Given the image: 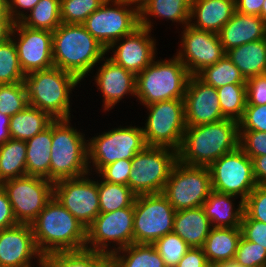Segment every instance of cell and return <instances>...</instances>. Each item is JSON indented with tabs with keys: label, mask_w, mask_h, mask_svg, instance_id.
<instances>
[{
	"label": "cell",
	"mask_w": 266,
	"mask_h": 267,
	"mask_svg": "<svg viewBox=\"0 0 266 267\" xmlns=\"http://www.w3.org/2000/svg\"><path fill=\"white\" fill-rule=\"evenodd\" d=\"M238 146V121L233 119L187 126L177 151L178 161L188 166L209 167Z\"/></svg>",
	"instance_id": "1"
},
{
	"label": "cell",
	"mask_w": 266,
	"mask_h": 267,
	"mask_svg": "<svg viewBox=\"0 0 266 267\" xmlns=\"http://www.w3.org/2000/svg\"><path fill=\"white\" fill-rule=\"evenodd\" d=\"M107 50L83 24H66L52 32L54 67L76 76L80 81L103 61Z\"/></svg>",
	"instance_id": "2"
},
{
	"label": "cell",
	"mask_w": 266,
	"mask_h": 267,
	"mask_svg": "<svg viewBox=\"0 0 266 267\" xmlns=\"http://www.w3.org/2000/svg\"><path fill=\"white\" fill-rule=\"evenodd\" d=\"M31 226L42 255L86 247V228L54 196Z\"/></svg>",
	"instance_id": "3"
},
{
	"label": "cell",
	"mask_w": 266,
	"mask_h": 267,
	"mask_svg": "<svg viewBox=\"0 0 266 267\" xmlns=\"http://www.w3.org/2000/svg\"><path fill=\"white\" fill-rule=\"evenodd\" d=\"M79 83L76 76L57 67L31 72L24 78L28 105L53 119H71L70 93Z\"/></svg>",
	"instance_id": "4"
},
{
	"label": "cell",
	"mask_w": 266,
	"mask_h": 267,
	"mask_svg": "<svg viewBox=\"0 0 266 267\" xmlns=\"http://www.w3.org/2000/svg\"><path fill=\"white\" fill-rule=\"evenodd\" d=\"M71 119L52 121L50 181L77 178L91 173L88 166V140L70 126Z\"/></svg>",
	"instance_id": "5"
},
{
	"label": "cell",
	"mask_w": 266,
	"mask_h": 267,
	"mask_svg": "<svg viewBox=\"0 0 266 267\" xmlns=\"http://www.w3.org/2000/svg\"><path fill=\"white\" fill-rule=\"evenodd\" d=\"M152 61L136 75V96L147 106L164 100L184 99L190 74L180 59Z\"/></svg>",
	"instance_id": "6"
},
{
	"label": "cell",
	"mask_w": 266,
	"mask_h": 267,
	"mask_svg": "<svg viewBox=\"0 0 266 267\" xmlns=\"http://www.w3.org/2000/svg\"><path fill=\"white\" fill-rule=\"evenodd\" d=\"M177 161V151L174 149L146 146L131 160L128 187L136 195L162 193Z\"/></svg>",
	"instance_id": "7"
},
{
	"label": "cell",
	"mask_w": 266,
	"mask_h": 267,
	"mask_svg": "<svg viewBox=\"0 0 266 267\" xmlns=\"http://www.w3.org/2000/svg\"><path fill=\"white\" fill-rule=\"evenodd\" d=\"M145 107L149 111L142 128L146 145L178 151L187 127L184 99L164 100Z\"/></svg>",
	"instance_id": "8"
},
{
	"label": "cell",
	"mask_w": 266,
	"mask_h": 267,
	"mask_svg": "<svg viewBox=\"0 0 266 267\" xmlns=\"http://www.w3.org/2000/svg\"><path fill=\"white\" fill-rule=\"evenodd\" d=\"M212 191L208 167L188 166L177 161L162 194L176 211L201 207Z\"/></svg>",
	"instance_id": "9"
},
{
	"label": "cell",
	"mask_w": 266,
	"mask_h": 267,
	"mask_svg": "<svg viewBox=\"0 0 266 267\" xmlns=\"http://www.w3.org/2000/svg\"><path fill=\"white\" fill-rule=\"evenodd\" d=\"M134 7L121 0H106L83 25L107 50L117 40L140 27L139 10Z\"/></svg>",
	"instance_id": "10"
},
{
	"label": "cell",
	"mask_w": 266,
	"mask_h": 267,
	"mask_svg": "<svg viewBox=\"0 0 266 267\" xmlns=\"http://www.w3.org/2000/svg\"><path fill=\"white\" fill-rule=\"evenodd\" d=\"M176 210L162 193L137 195L134 201V243L153 244L172 233Z\"/></svg>",
	"instance_id": "11"
},
{
	"label": "cell",
	"mask_w": 266,
	"mask_h": 267,
	"mask_svg": "<svg viewBox=\"0 0 266 267\" xmlns=\"http://www.w3.org/2000/svg\"><path fill=\"white\" fill-rule=\"evenodd\" d=\"M141 127H119L88 140V166L98 173L104 166L118 160H132L146 147ZM91 161V162H90Z\"/></svg>",
	"instance_id": "12"
},
{
	"label": "cell",
	"mask_w": 266,
	"mask_h": 267,
	"mask_svg": "<svg viewBox=\"0 0 266 267\" xmlns=\"http://www.w3.org/2000/svg\"><path fill=\"white\" fill-rule=\"evenodd\" d=\"M15 219L20 224H31L54 196V183L36 176H22L2 182Z\"/></svg>",
	"instance_id": "13"
},
{
	"label": "cell",
	"mask_w": 266,
	"mask_h": 267,
	"mask_svg": "<svg viewBox=\"0 0 266 267\" xmlns=\"http://www.w3.org/2000/svg\"><path fill=\"white\" fill-rule=\"evenodd\" d=\"M212 190L240 196L245 200L257 186L253 173L252 160L238 146L235 150L222 155L209 167Z\"/></svg>",
	"instance_id": "14"
},
{
	"label": "cell",
	"mask_w": 266,
	"mask_h": 267,
	"mask_svg": "<svg viewBox=\"0 0 266 267\" xmlns=\"http://www.w3.org/2000/svg\"><path fill=\"white\" fill-rule=\"evenodd\" d=\"M133 221L134 204L114 212L100 213L86 229V248L112 254L133 244ZM111 243H114L113 249L108 248Z\"/></svg>",
	"instance_id": "15"
},
{
	"label": "cell",
	"mask_w": 266,
	"mask_h": 267,
	"mask_svg": "<svg viewBox=\"0 0 266 267\" xmlns=\"http://www.w3.org/2000/svg\"><path fill=\"white\" fill-rule=\"evenodd\" d=\"M54 197L86 229L100 214L97 181L88 174L55 182Z\"/></svg>",
	"instance_id": "16"
},
{
	"label": "cell",
	"mask_w": 266,
	"mask_h": 267,
	"mask_svg": "<svg viewBox=\"0 0 266 267\" xmlns=\"http://www.w3.org/2000/svg\"><path fill=\"white\" fill-rule=\"evenodd\" d=\"M182 29V49L176 53L190 75H198L206 67L218 62L226 52L220 42L219 35L202 31L186 25Z\"/></svg>",
	"instance_id": "17"
},
{
	"label": "cell",
	"mask_w": 266,
	"mask_h": 267,
	"mask_svg": "<svg viewBox=\"0 0 266 267\" xmlns=\"http://www.w3.org/2000/svg\"><path fill=\"white\" fill-rule=\"evenodd\" d=\"M11 39L15 43L19 63L25 75L54 67L51 31L28 28L16 22Z\"/></svg>",
	"instance_id": "18"
},
{
	"label": "cell",
	"mask_w": 266,
	"mask_h": 267,
	"mask_svg": "<svg viewBox=\"0 0 266 267\" xmlns=\"http://www.w3.org/2000/svg\"><path fill=\"white\" fill-rule=\"evenodd\" d=\"M42 265L31 224H17L0 231V267H34L32 258Z\"/></svg>",
	"instance_id": "19"
},
{
	"label": "cell",
	"mask_w": 266,
	"mask_h": 267,
	"mask_svg": "<svg viewBox=\"0 0 266 267\" xmlns=\"http://www.w3.org/2000/svg\"><path fill=\"white\" fill-rule=\"evenodd\" d=\"M150 35L151 30L138 27L133 33L117 40L107 49V52L109 50L114 52L109 59L135 75L139 74L156 59V42Z\"/></svg>",
	"instance_id": "20"
},
{
	"label": "cell",
	"mask_w": 266,
	"mask_h": 267,
	"mask_svg": "<svg viewBox=\"0 0 266 267\" xmlns=\"http://www.w3.org/2000/svg\"><path fill=\"white\" fill-rule=\"evenodd\" d=\"M186 126H196L225 119L217 88L206 84L197 75H190L184 97Z\"/></svg>",
	"instance_id": "21"
},
{
	"label": "cell",
	"mask_w": 266,
	"mask_h": 267,
	"mask_svg": "<svg viewBox=\"0 0 266 267\" xmlns=\"http://www.w3.org/2000/svg\"><path fill=\"white\" fill-rule=\"evenodd\" d=\"M103 64L94 77L98 91L102 92L104 110L112 109L122 98L131 94L136 96V75L115 64L111 59L103 58Z\"/></svg>",
	"instance_id": "22"
},
{
	"label": "cell",
	"mask_w": 266,
	"mask_h": 267,
	"mask_svg": "<svg viewBox=\"0 0 266 267\" xmlns=\"http://www.w3.org/2000/svg\"><path fill=\"white\" fill-rule=\"evenodd\" d=\"M224 51L266 38V23L256 15L235 11L218 33Z\"/></svg>",
	"instance_id": "23"
},
{
	"label": "cell",
	"mask_w": 266,
	"mask_h": 267,
	"mask_svg": "<svg viewBox=\"0 0 266 267\" xmlns=\"http://www.w3.org/2000/svg\"><path fill=\"white\" fill-rule=\"evenodd\" d=\"M235 11V0H192L189 25L218 34Z\"/></svg>",
	"instance_id": "24"
},
{
	"label": "cell",
	"mask_w": 266,
	"mask_h": 267,
	"mask_svg": "<svg viewBox=\"0 0 266 267\" xmlns=\"http://www.w3.org/2000/svg\"><path fill=\"white\" fill-rule=\"evenodd\" d=\"M212 226L203 207L176 211L173 233L190 247H203Z\"/></svg>",
	"instance_id": "25"
},
{
	"label": "cell",
	"mask_w": 266,
	"mask_h": 267,
	"mask_svg": "<svg viewBox=\"0 0 266 267\" xmlns=\"http://www.w3.org/2000/svg\"><path fill=\"white\" fill-rule=\"evenodd\" d=\"M242 236L241 227H212L202 247L212 267L234 261L238 242Z\"/></svg>",
	"instance_id": "26"
},
{
	"label": "cell",
	"mask_w": 266,
	"mask_h": 267,
	"mask_svg": "<svg viewBox=\"0 0 266 267\" xmlns=\"http://www.w3.org/2000/svg\"><path fill=\"white\" fill-rule=\"evenodd\" d=\"M237 196L211 191L202 207L212 227H241L244 214V201L240 200L238 208L234 207L233 199Z\"/></svg>",
	"instance_id": "27"
},
{
	"label": "cell",
	"mask_w": 266,
	"mask_h": 267,
	"mask_svg": "<svg viewBox=\"0 0 266 267\" xmlns=\"http://www.w3.org/2000/svg\"><path fill=\"white\" fill-rule=\"evenodd\" d=\"M51 146L52 122L33 138L26 140V175L50 181Z\"/></svg>",
	"instance_id": "28"
},
{
	"label": "cell",
	"mask_w": 266,
	"mask_h": 267,
	"mask_svg": "<svg viewBox=\"0 0 266 267\" xmlns=\"http://www.w3.org/2000/svg\"><path fill=\"white\" fill-rule=\"evenodd\" d=\"M226 55L245 80L266 73V38L231 48Z\"/></svg>",
	"instance_id": "29"
},
{
	"label": "cell",
	"mask_w": 266,
	"mask_h": 267,
	"mask_svg": "<svg viewBox=\"0 0 266 267\" xmlns=\"http://www.w3.org/2000/svg\"><path fill=\"white\" fill-rule=\"evenodd\" d=\"M39 267H112V261L110 254L85 247L47 253Z\"/></svg>",
	"instance_id": "30"
},
{
	"label": "cell",
	"mask_w": 266,
	"mask_h": 267,
	"mask_svg": "<svg viewBox=\"0 0 266 267\" xmlns=\"http://www.w3.org/2000/svg\"><path fill=\"white\" fill-rule=\"evenodd\" d=\"M191 3L192 0H149L139 11L140 26L153 29L151 20L148 18L153 16L179 22L185 27L189 25Z\"/></svg>",
	"instance_id": "31"
},
{
	"label": "cell",
	"mask_w": 266,
	"mask_h": 267,
	"mask_svg": "<svg viewBox=\"0 0 266 267\" xmlns=\"http://www.w3.org/2000/svg\"><path fill=\"white\" fill-rule=\"evenodd\" d=\"M54 119L45 111L27 105L21 112L10 117L11 139L28 140L47 128Z\"/></svg>",
	"instance_id": "32"
},
{
	"label": "cell",
	"mask_w": 266,
	"mask_h": 267,
	"mask_svg": "<svg viewBox=\"0 0 266 267\" xmlns=\"http://www.w3.org/2000/svg\"><path fill=\"white\" fill-rule=\"evenodd\" d=\"M110 257L112 267H166L153 244L133 243L110 254Z\"/></svg>",
	"instance_id": "33"
},
{
	"label": "cell",
	"mask_w": 266,
	"mask_h": 267,
	"mask_svg": "<svg viewBox=\"0 0 266 267\" xmlns=\"http://www.w3.org/2000/svg\"><path fill=\"white\" fill-rule=\"evenodd\" d=\"M26 141L9 139L0 145V184L26 176Z\"/></svg>",
	"instance_id": "34"
},
{
	"label": "cell",
	"mask_w": 266,
	"mask_h": 267,
	"mask_svg": "<svg viewBox=\"0 0 266 267\" xmlns=\"http://www.w3.org/2000/svg\"><path fill=\"white\" fill-rule=\"evenodd\" d=\"M60 9V0H40L30 14L25 12L20 23L28 28L53 32L62 23Z\"/></svg>",
	"instance_id": "35"
},
{
	"label": "cell",
	"mask_w": 266,
	"mask_h": 267,
	"mask_svg": "<svg viewBox=\"0 0 266 267\" xmlns=\"http://www.w3.org/2000/svg\"><path fill=\"white\" fill-rule=\"evenodd\" d=\"M99 181V182H98ZM100 213L114 212L134 204L136 194L127 186L97 180Z\"/></svg>",
	"instance_id": "36"
},
{
	"label": "cell",
	"mask_w": 266,
	"mask_h": 267,
	"mask_svg": "<svg viewBox=\"0 0 266 267\" xmlns=\"http://www.w3.org/2000/svg\"><path fill=\"white\" fill-rule=\"evenodd\" d=\"M197 76L214 88L228 84H246L245 78L226 54L218 62L202 70Z\"/></svg>",
	"instance_id": "37"
},
{
	"label": "cell",
	"mask_w": 266,
	"mask_h": 267,
	"mask_svg": "<svg viewBox=\"0 0 266 267\" xmlns=\"http://www.w3.org/2000/svg\"><path fill=\"white\" fill-rule=\"evenodd\" d=\"M217 94L223 116L239 121L247 104L246 84L224 85L217 88Z\"/></svg>",
	"instance_id": "38"
},
{
	"label": "cell",
	"mask_w": 266,
	"mask_h": 267,
	"mask_svg": "<svg viewBox=\"0 0 266 267\" xmlns=\"http://www.w3.org/2000/svg\"><path fill=\"white\" fill-rule=\"evenodd\" d=\"M24 78L15 43L10 38L0 44V84L24 82Z\"/></svg>",
	"instance_id": "39"
},
{
	"label": "cell",
	"mask_w": 266,
	"mask_h": 267,
	"mask_svg": "<svg viewBox=\"0 0 266 267\" xmlns=\"http://www.w3.org/2000/svg\"><path fill=\"white\" fill-rule=\"evenodd\" d=\"M106 0H60V19L66 24H83Z\"/></svg>",
	"instance_id": "40"
},
{
	"label": "cell",
	"mask_w": 266,
	"mask_h": 267,
	"mask_svg": "<svg viewBox=\"0 0 266 267\" xmlns=\"http://www.w3.org/2000/svg\"><path fill=\"white\" fill-rule=\"evenodd\" d=\"M28 105L24 82L0 84V112L11 117Z\"/></svg>",
	"instance_id": "41"
},
{
	"label": "cell",
	"mask_w": 266,
	"mask_h": 267,
	"mask_svg": "<svg viewBox=\"0 0 266 267\" xmlns=\"http://www.w3.org/2000/svg\"><path fill=\"white\" fill-rule=\"evenodd\" d=\"M166 267H175L190 246L177 234L168 233L153 243Z\"/></svg>",
	"instance_id": "42"
},
{
	"label": "cell",
	"mask_w": 266,
	"mask_h": 267,
	"mask_svg": "<svg viewBox=\"0 0 266 267\" xmlns=\"http://www.w3.org/2000/svg\"><path fill=\"white\" fill-rule=\"evenodd\" d=\"M234 261L245 267H265L266 249L259 244L250 242L241 236Z\"/></svg>",
	"instance_id": "43"
},
{
	"label": "cell",
	"mask_w": 266,
	"mask_h": 267,
	"mask_svg": "<svg viewBox=\"0 0 266 267\" xmlns=\"http://www.w3.org/2000/svg\"><path fill=\"white\" fill-rule=\"evenodd\" d=\"M239 147L251 160L266 155V132L239 130Z\"/></svg>",
	"instance_id": "44"
},
{
	"label": "cell",
	"mask_w": 266,
	"mask_h": 267,
	"mask_svg": "<svg viewBox=\"0 0 266 267\" xmlns=\"http://www.w3.org/2000/svg\"><path fill=\"white\" fill-rule=\"evenodd\" d=\"M244 213L251 219L266 223V186L257 185L244 200Z\"/></svg>",
	"instance_id": "45"
},
{
	"label": "cell",
	"mask_w": 266,
	"mask_h": 267,
	"mask_svg": "<svg viewBox=\"0 0 266 267\" xmlns=\"http://www.w3.org/2000/svg\"><path fill=\"white\" fill-rule=\"evenodd\" d=\"M239 130L266 132V104L246 105L242 118L238 121Z\"/></svg>",
	"instance_id": "46"
},
{
	"label": "cell",
	"mask_w": 266,
	"mask_h": 267,
	"mask_svg": "<svg viewBox=\"0 0 266 267\" xmlns=\"http://www.w3.org/2000/svg\"><path fill=\"white\" fill-rule=\"evenodd\" d=\"M131 170V160L123 159L104 166L97 174L102 176V179L100 178V180L128 186Z\"/></svg>",
	"instance_id": "47"
},
{
	"label": "cell",
	"mask_w": 266,
	"mask_h": 267,
	"mask_svg": "<svg viewBox=\"0 0 266 267\" xmlns=\"http://www.w3.org/2000/svg\"><path fill=\"white\" fill-rule=\"evenodd\" d=\"M241 231L246 240L257 243L266 249V223L253 220L244 213L241 220Z\"/></svg>",
	"instance_id": "48"
},
{
	"label": "cell",
	"mask_w": 266,
	"mask_h": 267,
	"mask_svg": "<svg viewBox=\"0 0 266 267\" xmlns=\"http://www.w3.org/2000/svg\"><path fill=\"white\" fill-rule=\"evenodd\" d=\"M246 105L266 104V73L246 80Z\"/></svg>",
	"instance_id": "49"
},
{
	"label": "cell",
	"mask_w": 266,
	"mask_h": 267,
	"mask_svg": "<svg viewBox=\"0 0 266 267\" xmlns=\"http://www.w3.org/2000/svg\"><path fill=\"white\" fill-rule=\"evenodd\" d=\"M175 267H212L202 247H190Z\"/></svg>",
	"instance_id": "50"
},
{
	"label": "cell",
	"mask_w": 266,
	"mask_h": 267,
	"mask_svg": "<svg viewBox=\"0 0 266 267\" xmlns=\"http://www.w3.org/2000/svg\"><path fill=\"white\" fill-rule=\"evenodd\" d=\"M17 224L7 193L0 185V231Z\"/></svg>",
	"instance_id": "51"
},
{
	"label": "cell",
	"mask_w": 266,
	"mask_h": 267,
	"mask_svg": "<svg viewBox=\"0 0 266 267\" xmlns=\"http://www.w3.org/2000/svg\"><path fill=\"white\" fill-rule=\"evenodd\" d=\"M39 1L40 0H8L9 15L15 23L20 22L25 16L24 10H28V12L29 10L31 11ZM21 9L24 10L21 11Z\"/></svg>",
	"instance_id": "52"
},
{
	"label": "cell",
	"mask_w": 266,
	"mask_h": 267,
	"mask_svg": "<svg viewBox=\"0 0 266 267\" xmlns=\"http://www.w3.org/2000/svg\"><path fill=\"white\" fill-rule=\"evenodd\" d=\"M265 0H235L236 11L256 15L261 18V9Z\"/></svg>",
	"instance_id": "53"
},
{
	"label": "cell",
	"mask_w": 266,
	"mask_h": 267,
	"mask_svg": "<svg viewBox=\"0 0 266 267\" xmlns=\"http://www.w3.org/2000/svg\"><path fill=\"white\" fill-rule=\"evenodd\" d=\"M252 164L257 185L266 186V155L254 157Z\"/></svg>",
	"instance_id": "54"
},
{
	"label": "cell",
	"mask_w": 266,
	"mask_h": 267,
	"mask_svg": "<svg viewBox=\"0 0 266 267\" xmlns=\"http://www.w3.org/2000/svg\"><path fill=\"white\" fill-rule=\"evenodd\" d=\"M14 23L12 18H0V44L11 38Z\"/></svg>",
	"instance_id": "55"
},
{
	"label": "cell",
	"mask_w": 266,
	"mask_h": 267,
	"mask_svg": "<svg viewBox=\"0 0 266 267\" xmlns=\"http://www.w3.org/2000/svg\"><path fill=\"white\" fill-rule=\"evenodd\" d=\"M9 123L10 117L0 112V145L11 139Z\"/></svg>",
	"instance_id": "56"
},
{
	"label": "cell",
	"mask_w": 266,
	"mask_h": 267,
	"mask_svg": "<svg viewBox=\"0 0 266 267\" xmlns=\"http://www.w3.org/2000/svg\"><path fill=\"white\" fill-rule=\"evenodd\" d=\"M0 18H11L8 10V0H0Z\"/></svg>",
	"instance_id": "57"
},
{
	"label": "cell",
	"mask_w": 266,
	"mask_h": 267,
	"mask_svg": "<svg viewBox=\"0 0 266 267\" xmlns=\"http://www.w3.org/2000/svg\"><path fill=\"white\" fill-rule=\"evenodd\" d=\"M124 3L128 5H135V8H137L139 11L143 8V6L149 1V0H121Z\"/></svg>",
	"instance_id": "58"
},
{
	"label": "cell",
	"mask_w": 266,
	"mask_h": 267,
	"mask_svg": "<svg viewBox=\"0 0 266 267\" xmlns=\"http://www.w3.org/2000/svg\"><path fill=\"white\" fill-rule=\"evenodd\" d=\"M216 267H245V266L239 265L235 261H230V262L219 264Z\"/></svg>",
	"instance_id": "59"
},
{
	"label": "cell",
	"mask_w": 266,
	"mask_h": 267,
	"mask_svg": "<svg viewBox=\"0 0 266 267\" xmlns=\"http://www.w3.org/2000/svg\"><path fill=\"white\" fill-rule=\"evenodd\" d=\"M261 19L266 23V0L261 9Z\"/></svg>",
	"instance_id": "60"
}]
</instances>
